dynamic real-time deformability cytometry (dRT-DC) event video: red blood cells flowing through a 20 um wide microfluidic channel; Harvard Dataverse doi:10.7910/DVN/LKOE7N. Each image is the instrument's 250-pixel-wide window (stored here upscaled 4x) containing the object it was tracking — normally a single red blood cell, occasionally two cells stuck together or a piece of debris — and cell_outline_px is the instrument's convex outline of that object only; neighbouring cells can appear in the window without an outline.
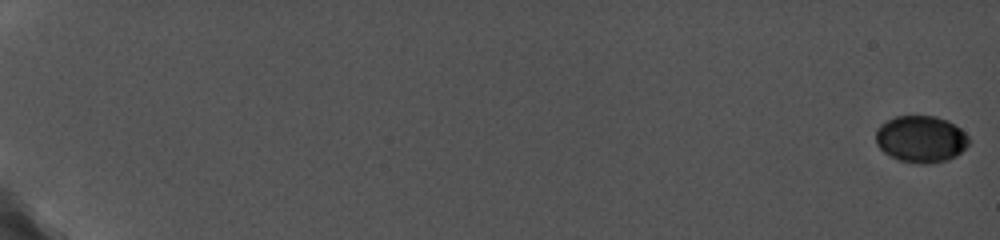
{"species": "common noctule bat (a hibernating species)", "species_latin": "Nyctalus noctula", "temperature_condition": "cold", "stored_images_in_passage": 16, "camera_frame_rate_fps": 5000, "um_per_image_px": 0.085, "animal": {"sex": "female", "body_mass_g": 19.0, "forearm_length_mm": 56.7}, "frame": {"image": 1, "passage_image": 1, "time_ms": 0.0, "image_size_px": [1000, 240], "cell_outline_px": [[968, 144], [956, 156], [948, 160], [928, 164], [920, 164], [900, 160], [884, 152], [876, 144], [876, 128], [880, 124], [896, 116], [936, 116], [948, 120], [960, 128], [968, 136]], "centroid_in_image_um": [78.27, 11.81], "position_along_channel_um": 6.7, "area_um2": 25.37}}
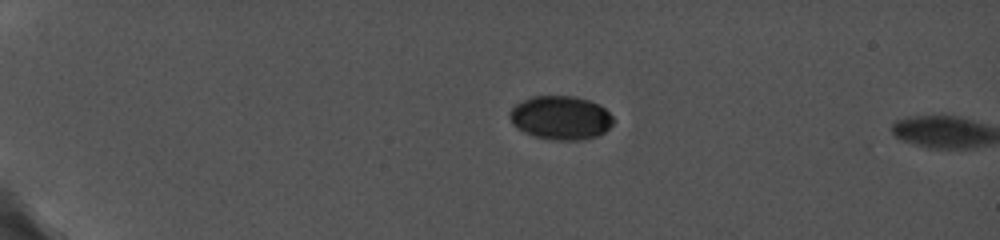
{"frame": {"image": 2, "passage_image": 14, "time_ms": 5.0, "image_size_px": [1000, 240], "cell_outline_px": [[612, 124], [604, 132], [596, 136], [584, 140], [556, 140], [532, 136], [516, 128], [512, 124], [508, 116], [508, 112], [516, 104], [532, 96], [572, 96], [588, 100], [600, 104], [612, 116]], "centroid_in_image_um": [47.62, 10.01], "position_along_channel_um": 37.4, "area_um2": 26.47}}